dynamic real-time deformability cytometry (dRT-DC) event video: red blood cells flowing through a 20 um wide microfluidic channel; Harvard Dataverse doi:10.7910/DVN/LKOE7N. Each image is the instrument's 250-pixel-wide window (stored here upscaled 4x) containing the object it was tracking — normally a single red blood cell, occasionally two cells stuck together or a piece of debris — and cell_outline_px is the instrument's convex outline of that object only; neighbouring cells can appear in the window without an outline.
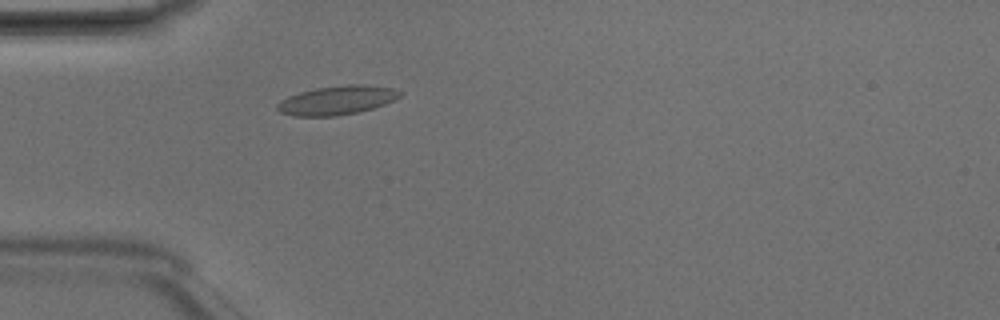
{"species": "Egyptian fruit bat (a non-hibernating species)", "species_latin": "Rousettus aegyptiacus", "temperature_condition": "room temperature", "stored_images_in_passage": 4, "camera_frame_rate_fps": 3000, "um_per_image_px": 0.085, "animal": {"sex": "male"}, "frame": {"image": 1, "passage_image": 4, "time_ms": 1.0, "image_size_px": [1000, 320], "cell_outline_px": [[404, 92], [396, 100], [372, 108], [356, 112], [336, 116], [292, 116], [280, 112], [276, 108], [276, 104], [280, 100], [288, 96], [300, 92], [316, 88], [348, 84], [360, 84], [392, 88]], "centroid_in_image_um": [28.63, 8.52], "position_along_channel_um": 56.4, "area_um2": 20.69}}